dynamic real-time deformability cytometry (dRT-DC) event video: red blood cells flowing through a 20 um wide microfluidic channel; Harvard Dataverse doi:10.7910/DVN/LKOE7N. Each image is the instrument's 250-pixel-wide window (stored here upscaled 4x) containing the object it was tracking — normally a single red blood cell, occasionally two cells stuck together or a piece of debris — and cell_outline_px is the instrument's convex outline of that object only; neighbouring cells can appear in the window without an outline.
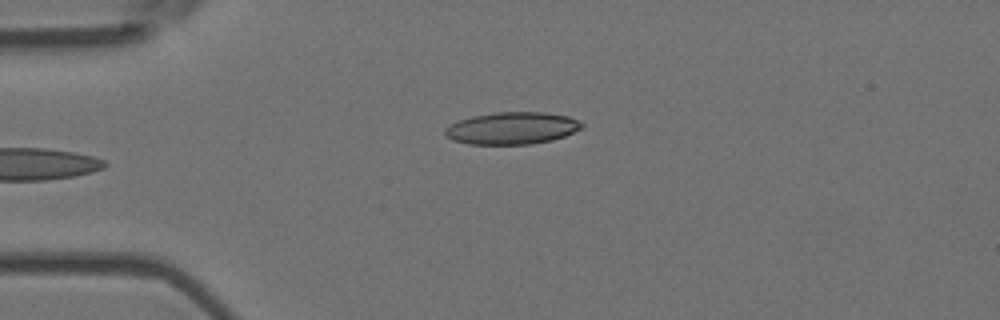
{"species": "Egyptian fruit bat (a non-hibernating species)", "species_latin": "Rousettus aegyptiacus", "temperature_condition": "room temperature", "stored_images_in_passage": 4, "camera_frame_rate_fps": 3000, "um_per_image_px": 0.085, "animal": {"sex": "female"}, "frame": {"image": 1, "passage_image": 4, "time_ms": 1.0, "image_size_px": [1000, 320], "cell_outline_px": [[584, 128], [564, 136], [552, 140], [532, 144], [468, 144], [452, 140], [444, 136], [444, 128], [448, 124], [472, 116], [496, 112], [544, 112], [568, 116], [584, 124]], "centroid_in_image_um": [43.49, 10.9], "position_along_channel_um": 41.5, "area_um2": 25.84}}